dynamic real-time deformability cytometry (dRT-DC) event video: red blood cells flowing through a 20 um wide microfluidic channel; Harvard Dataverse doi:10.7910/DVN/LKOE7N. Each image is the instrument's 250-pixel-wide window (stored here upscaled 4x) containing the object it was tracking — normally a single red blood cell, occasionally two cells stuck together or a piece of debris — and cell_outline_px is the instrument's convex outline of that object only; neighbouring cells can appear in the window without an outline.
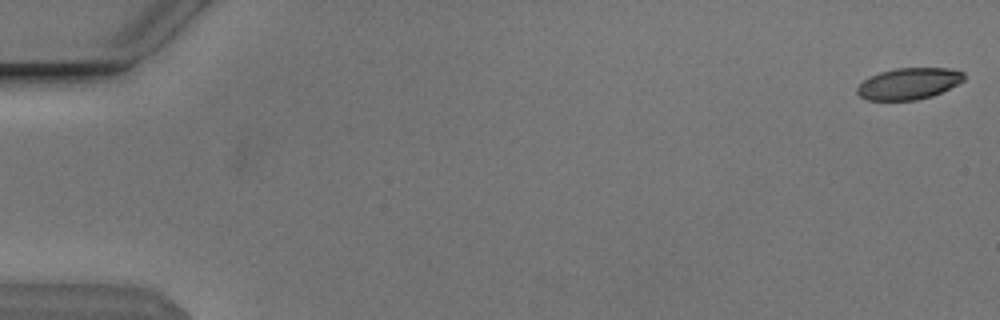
{"species": "Egyptian fruit bat (a non-hibernating species)", "species_latin": "Rousettus aegyptiacus", "temperature_condition": "cold", "stored_images_in_passage": 12, "camera_frame_rate_fps": 3000, "um_per_image_px": 0.085, "animal": {"sex": "male"}, "frame": {"image": 1, "passage_image": 1, "time_ms": 0.0, "image_size_px": [1000, 320], "cell_outline_px": [[964, 80], [932, 96], [916, 100], [868, 100], [860, 96], [856, 92], [856, 88], [864, 80], [880, 72], [896, 68], [948, 68], [964, 72]], "centroid_in_image_um": [77.23, 7.11], "position_along_channel_um": 7.8, "area_um2": 19.36}}